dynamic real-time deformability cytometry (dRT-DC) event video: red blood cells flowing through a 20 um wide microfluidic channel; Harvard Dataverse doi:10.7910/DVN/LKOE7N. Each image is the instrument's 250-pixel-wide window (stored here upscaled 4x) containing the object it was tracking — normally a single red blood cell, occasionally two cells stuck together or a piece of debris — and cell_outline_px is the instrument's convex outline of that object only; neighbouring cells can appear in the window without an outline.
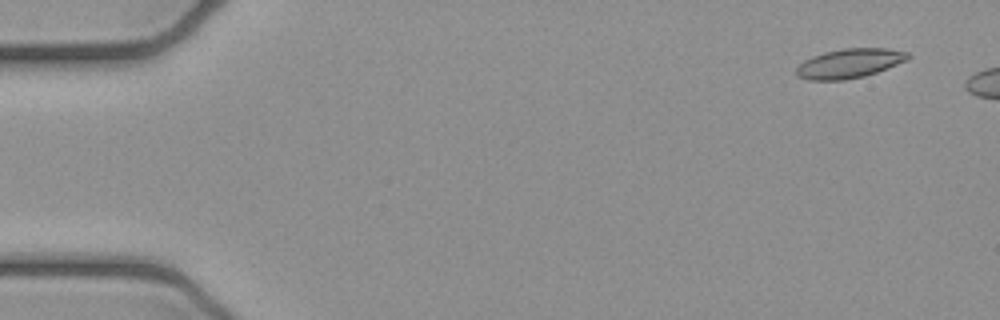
{"species": "common noctule bat (a hibernating species)", "species_latin": "Nyctalus noctula", "temperature_condition": "cold", "stored_images_in_passage": 7, "segment_of_instrument_passage": [1, 2], "camera_frame_rate_fps": 3000, "um_per_image_px": 0.085, "animal": {"sex": "female", "body_mass_g": 21.9}, "frame": {"image": 1, "passage_image": 1, "time_ms": 0.0, "image_size_px": [1000, 320], "cell_outline_px": [[912, 56], [908, 60], [876, 72], [864, 76], [844, 80], [808, 80], [796, 76], [796, 68], [804, 60], [812, 56], [824, 52], [844, 48], [888, 48], [908, 52]], "centroid_in_image_um": [72.2, 5.38], "position_along_channel_um": 12.8, "area_um2": 19.19}}
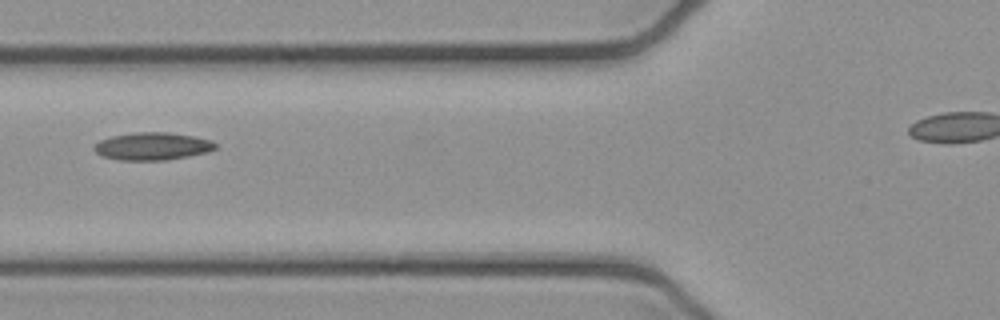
{"frame": {"image": 2, "passage_image": 6, "time_ms": 1.667, "image_size_px": [1000, 320], "cell_outline_px": [[216, 148], [208, 152], [188, 156], [164, 160], [120, 160], [104, 156], [96, 152], [92, 148], [100, 140], [112, 136], [132, 132], [168, 132], [196, 136], [212, 140], [216, 144]], "centroid_in_image_um": [12.98, 12.42], "position_along_channel_um": 112.8, "area_um2": 19.54}}